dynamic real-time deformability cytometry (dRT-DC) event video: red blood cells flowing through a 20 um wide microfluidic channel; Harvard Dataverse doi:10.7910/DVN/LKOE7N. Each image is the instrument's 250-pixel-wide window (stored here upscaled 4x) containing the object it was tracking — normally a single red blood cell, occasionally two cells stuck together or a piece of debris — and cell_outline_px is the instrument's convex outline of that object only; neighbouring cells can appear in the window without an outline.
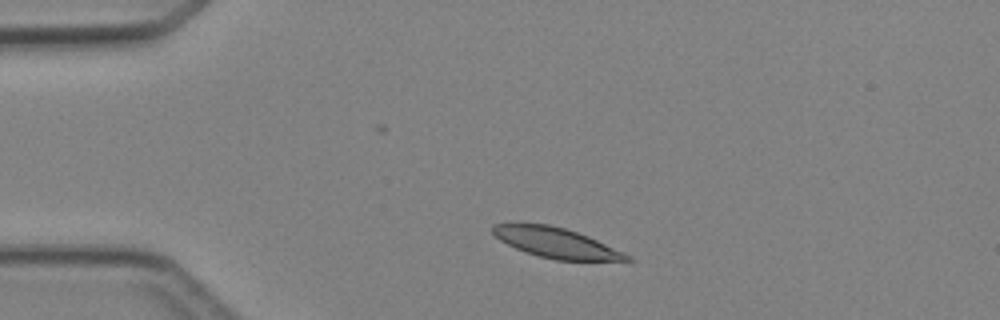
{"species": "Egyptian fruit bat (a non-hibernating species)", "species_latin": "Rousettus aegyptiacus", "temperature_condition": "cold", "stored_images_in_passage": 1, "camera_frame_rate_fps": 3000, "um_per_image_px": 0.085, "animal": {"sex": "female"}, "frame": {"image": 1, "passage_image": 1, "time_ms": 0.0, "image_size_px": [1000, 320], "cell_outline_px": [[636, 260], [556, 260], [524, 252], [500, 240], [492, 232], [492, 224], [548, 224], [564, 228], [588, 236], [624, 252], [632, 256]], "centroid_in_image_um": [47.29, 20.64], "position_along_channel_um": 37.7, "area_um2": 23.18}}